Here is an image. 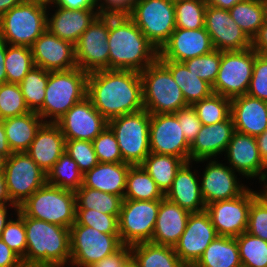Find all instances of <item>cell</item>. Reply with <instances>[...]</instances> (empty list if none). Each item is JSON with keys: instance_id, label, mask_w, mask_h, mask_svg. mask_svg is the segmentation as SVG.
I'll return each instance as SVG.
<instances>
[{"instance_id": "56", "label": "cell", "mask_w": 267, "mask_h": 267, "mask_svg": "<svg viewBox=\"0 0 267 267\" xmlns=\"http://www.w3.org/2000/svg\"><path fill=\"white\" fill-rule=\"evenodd\" d=\"M0 267H25L22 259L0 239Z\"/></svg>"}, {"instance_id": "15", "label": "cell", "mask_w": 267, "mask_h": 267, "mask_svg": "<svg viewBox=\"0 0 267 267\" xmlns=\"http://www.w3.org/2000/svg\"><path fill=\"white\" fill-rule=\"evenodd\" d=\"M259 192L247 189L238 197L210 203L205 210L218 236L237 237L247 231L251 201Z\"/></svg>"}, {"instance_id": "1", "label": "cell", "mask_w": 267, "mask_h": 267, "mask_svg": "<svg viewBox=\"0 0 267 267\" xmlns=\"http://www.w3.org/2000/svg\"><path fill=\"white\" fill-rule=\"evenodd\" d=\"M87 97L107 121L143 110L140 72L105 69L88 73Z\"/></svg>"}, {"instance_id": "25", "label": "cell", "mask_w": 267, "mask_h": 267, "mask_svg": "<svg viewBox=\"0 0 267 267\" xmlns=\"http://www.w3.org/2000/svg\"><path fill=\"white\" fill-rule=\"evenodd\" d=\"M235 131L257 137L267 129V102L248 94L231 99Z\"/></svg>"}, {"instance_id": "24", "label": "cell", "mask_w": 267, "mask_h": 267, "mask_svg": "<svg viewBox=\"0 0 267 267\" xmlns=\"http://www.w3.org/2000/svg\"><path fill=\"white\" fill-rule=\"evenodd\" d=\"M235 131L231 116L212 125H202L190 145V162H204L225 152Z\"/></svg>"}, {"instance_id": "36", "label": "cell", "mask_w": 267, "mask_h": 267, "mask_svg": "<svg viewBox=\"0 0 267 267\" xmlns=\"http://www.w3.org/2000/svg\"><path fill=\"white\" fill-rule=\"evenodd\" d=\"M164 194L141 165H131L126 176L123 199L162 200Z\"/></svg>"}, {"instance_id": "33", "label": "cell", "mask_w": 267, "mask_h": 267, "mask_svg": "<svg viewBox=\"0 0 267 267\" xmlns=\"http://www.w3.org/2000/svg\"><path fill=\"white\" fill-rule=\"evenodd\" d=\"M193 267H242L236 238L217 236Z\"/></svg>"}, {"instance_id": "55", "label": "cell", "mask_w": 267, "mask_h": 267, "mask_svg": "<svg viewBox=\"0 0 267 267\" xmlns=\"http://www.w3.org/2000/svg\"><path fill=\"white\" fill-rule=\"evenodd\" d=\"M131 255L130 246L122 245L116 252L94 263L90 267H121Z\"/></svg>"}, {"instance_id": "4", "label": "cell", "mask_w": 267, "mask_h": 267, "mask_svg": "<svg viewBox=\"0 0 267 267\" xmlns=\"http://www.w3.org/2000/svg\"><path fill=\"white\" fill-rule=\"evenodd\" d=\"M87 80L88 73L79 67L48 71L45 99L36 113L45 123H56L77 102L87 97ZM49 117L51 119L47 121Z\"/></svg>"}, {"instance_id": "11", "label": "cell", "mask_w": 267, "mask_h": 267, "mask_svg": "<svg viewBox=\"0 0 267 267\" xmlns=\"http://www.w3.org/2000/svg\"><path fill=\"white\" fill-rule=\"evenodd\" d=\"M69 230L71 252L69 263L72 267H90L123 245L119 234H105L80 224H73Z\"/></svg>"}, {"instance_id": "45", "label": "cell", "mask_w": 267, "mask_h": 267, "mask_svg": "<svg viewBox=\"0 0 267 267\" xmlns=\"http://www.w3.org/2000/svg\"><path fill=\"white\" fill-rule=\"evenodd\" d=\"M30 112L17 83L0 84V120Z\"/></svg>"}, {"instance_id": "42", "label": "cell", "mask_w": 267, "mask_h": 267, "mask_svg": "<svg viewBox=\"0 0 267 267\" xmlns=\"http://www.w3.org/2000/svg\"><path fill=\"white\" fill-rule=\"evenodd\" d=\"M202 125H212L225 121L231 114V99L212 93L192 105Z\"/></svg>"}, {"instance_id": "32", "label": "cell", "mask_w": 267, "mask_h": 267, "mask_svg": "<svg viewBox=\"0 0 267 267\" xmlns=\"http://www.w3.org/2000/svg\"><path fill=\"white\" fill-rule=\"evenodd\" d=\"M160 61L170 70L173 79L183 92L187 105L192 106L213 93L212 86L189 71L183 62Z\"/></svg>"}, {"instance_id": "51", "label": "cell", "mask_w": 267, "mask_h": 267, "mask_svg": "<svg viewBox=\"0 0 267 267\" xmlns=\"http://www.w3.org/2000/svg\"><path fill=\"white\" fill-rule=\"evenodd\" d=\"M1 240L5 242L22 260L27 250L24 220L17 214V220L11 219L4 227Z\"/></svg>"}, {"instance_id": "19", "label": "cell", "mask_w": 267, "mask_h": 267, "mask_svg": "<svg viewBox=\"0 0 267 267\" xmlns=\"http://www.w3.org/2000/svg\"><path fill=\"white\" fill-rule=\"evenodd\" d=\"M204 27L216 50L223 52L251 48V39L234 22L229 10L207 5Z\"/></svg>"}, {"instance_id": "59", "label": "cell", "mask_w": 267, "mask_h": 267, "mask_svg": "<svg viewBox=\"0 0 267 267\" xmlns=\"http://www.w3.org/2000/svg\"><path fill=\"white\" fill-rule=\"evenodd\" d=\"M8 202H10V204ZM6 204L12 208L14 207L16 210L18 209V207L11 201V198L8 194L5 175L0 174V206Z\"/></svg>"}, {"instance_id": "3", "label": "cell", "mask_w": 267, "mask_h": 267, "mask_svg": "<svg viewBox=\"0 0 267 267\" xmlns=\"http://www.w3.org/2000/svg\"><path fill=\"white\" fill-rule=\"evenodd\" d=\"M16 213L24 220L27 250L25 267H64L71 260L70 230L56 224Z\"/></svg>"}, {"instance_id": "5", "label": "cell", "mask_w": 267, "mask_h": 267, "mask_svg": "<svg viewBox=\"0 0 267 267\" xmlns=\"http://www.w3.org/2000/svg\"><path fill=\"white\" fill-rule=\"evenodd\" d=\"M48 2L24 0L0 18V39L8 45H31L47 29Z\"/></svg>"}, {"instance_id": "50", "label": "cell", "mask_w": 267, "mask_h": 267, "mask_svg": "<svg viewBox=\"0 0 267 267\" xmlns=\"http://www.w3.org/2000/svg\"><path fill=\"white\" fill-rule=\"evenodd\" d=\"M246 232L267 242V199L261 193L251 201Z\"/></svg>"}, {"instance_id": "65", "label": "cell", "mask_w": 267, "mask_h": 267, "mask_svg": "<svg viewBox=\"0 0 267 267\" xmlns=\"http://www.w3.org/2000/svg\"><path fill=\"white\" fill-rule=\"evenodd\" d=\"M7 205H3V206H0V239H1V234H2V231L4 229V227L6 226V224L10 221L9 218H7ZM9 219V220H7Z\"/></svg>"}, {"instance_id": "14", "label": "cell", "mask_w": 267, "mask_h": 267, "mask_svg": "<svg viewBox=\"0 0 267 267\" xmlns=\"http://www.w3.org/2000/svg\"><path fill=\"white\" fill-rule=\"evenodd\" d=\"M109 16L99 15L75 44L77 67L91 73L109 69Z\"/></svg>"}, {"instance_id": "35", "label": "cell", "mask_w": 267, "mask_h": 267, "mask_svg": "<svg viewBox=\"0 0 267 267\" xmlns=\"http://www.w3.org/2000/svg\"><path fill=\"white\" fill-rule=\"evenodd\" d=\"M185 163L179 157L149 153L140 164L165 195L171 188L177 171Z\"/></svg>"}, {"instance_id": "12", "label": "cell", "mask_w": 267, "mask_h": 267, "mask_svg": "<svg viewBox=\"0 0 267 267\" xmlns=\"http://www.w3.org/2000/svg\"><path fill=\"white\" fill-rule=\"evenodd\" d=\"M161 200L123 199L118 217V231L123 245L150 242Z\"/></svg>"}, {"instance_id": "7", "label": "cell", "mask_w": 267, "mask_h": 267, "mask_svg": "<svg viewBox=\"0 0 267 267\" xmlns=\"http://www.w3.org/2000/svg\"><path fill=\"white\" fill-rule=\"evenodd\" d=\"M18 209L25 216L70 228L76 220V195L73 191L46 183Z\"/></svg>"}, {"instance_id": "31", "label": "cell", "mask_w": 267, "mask_h": 267, "mask_svg": "<svg viewBox=\"0 0 267 267\" xmlns=\"http://www.w3.org/2000/svg\"><path fill=\"white\" fill-rule=\"evenodd\" d=\"M44 123L35 111L3 119L5 134L12 152H26Z\"/></svg>"}, {"instance_id": "57", "label": "cell", "mask_w": 267, "mask_h": 267, "mask_svg": "<svg viewBox=\"0 0 267 267\" xmlns=\"http://www.w3.org/2000/svg\"><path fill=\"white\" fill-rule=\"evenodd\" d=\"M54 4L71 10L95 9L96 0H49L48 5Z\"/></svg>"}, {"instance_id": "18", "label": "cell", "mask_w": 267, "mask_h": 267, "mask_svg": "<svg viewBox=\"0 0 267 267\" xmlns=\"http://www.w3.org/2000/svg\"><path fill=\"white\" fill-rule=\"evenodd\" d=\"M56 124L66 140L93 141L107 126L108 121L93 106L88 97L77 102Z\"/></svg>"}, {"instance_id": "28", "label": "cell", "mask_w": 267, "mask_h": 267, "mask_svg": "<svg viewBox=\"0 0 267 267\" xmlns=\"http://www.w3.org/2000/svg\"><path fill=\"white\" fill-rule=\"evenodd\" d=\"M189 215L190 212L164 197L150 242L174 247L185 231Z\"/></svg>"}, {"instance_id": "67", "label": "cell", "mask_w": 267, "mask_h": 267, "mask_svg": "<svg viewBox=\"0 0 267 267\" xmlns=\"http://www.w3.org/2000/svg\"><path fill=\"white\" fill-rule=\"evenodd\" d=\"M6 161H7V157L3 154H0V174H4Z\"/></svg>"}, {"instance_id": "26", "label": "cell", "mask_w": 267, "mask_h": 267, "mask_svg": "<svg viewBox=\"0 0 267 267\" xmlns=\"http://www.w3.org/2000/svg\"><path fill=\"white\" fill-rule=\"evenodd\" d=\"M66 139L56 123H44L37 131L27 154L46 173L65 152Z\"/></svg>"}, {"instance_id": "29", "label": "cell", "mask_w": 267, "mask_h": 267, "mask_svg": "<svg viewBox=\"0 0 267 267\" xmlns=\"http://www.w3.org/2000/svg\"><path fill=\"white\" fill-rule=\"evenodd\" d=\"M190 163L185 162L180 167L164 197L190 213H197L204 211L206 204L202 198L200 182L191 171Z\"/></svg>"}, {"instance_id": "54", "label": "cell", "mask_w": 267, "mask_h": 267, "mask_svg": "<svg viewBox=\"0 0 267 267\" xmlns=\"http://www.w3.org/2000/svg\"><path fill=\"white\" fill-rule=\"evenodd\" d=\"M101 1L100 5L99 2ZM96 0L100 15L120 16L129 15L137 0ZM105 4V5H104Z\"/></svg>"}, {"instance_id": "6", "label": "cell", "mask_w": 267, "mask_h": 267, "mask_svg": "<svg viewBox=\"0 0 267 267\" xmlns=\"http://www.w3.org/2000/svg\"><path fill=\"white\" fill-rule=\"evenodd\" d=\"M143 106L150 114L176 113L187 105L170 70L157 59L140 72Z\"/></svg>"}, {"instance_id": "41", "label": "cell", "mask_w": 267, "mask_h": 267, "mask_svg": "<svg viewBox=\"0 0 267 267\" xmlns=\"http://www.w3.org/2000/svg\"><path fill=\"white\" fill-rule=\"evenodd\" d=\"M4 67L7 83L19 84L34 67L31 49L26 46L7 45Z\"/></svg>"}, {"instance_id": "49", "label": "cell", "mask_w": 267, "mask_h": 267, "mask_svg": "<svg viewBox=\"0 0 267 267\" xmlns=\"http://www.w3.org/2000/svg\"><path fill=\"white\" fill-rule=\"evenodd\" d=\"M65 151L76 161L79 170L83 174L99 163L91 141L66 140Z\"/></svg>"}, {"instance_id": "17", "label": "cell", "mask_w": 267, "mask_h": 267, "mask_svg": "<svg viewBox=\"0 0 267 267\" xmlns=\"http://www.w3.org/2000/svg\"><path fill=\"white\" fill-rule=\"evenodd\" d=\"M217 236L206 210L190 213L185 231L173 248L185 266H194Z\"/></svg>"}, {"instance_id": "53", "label": "cell", "mask_w": 267, "mask_h": 267, "mask_svg": "<svg viewBox=\"0 0 267 267\" xmlns=\"http://www.w3.org/2000/svg\"><path fill=\"white\" fill-rule=\"evenodd\" d=\"M174 114L181 125L185 139L191 145L196 139V136L202 126L201 121L197 117L196 111L192 106L188 105L181 108Z\"/></svg>"}, {"instance_id": "13", "label": "cell", "mask_w": 267, "mask_h": 267, "mask_svg": "<svg viewBox=\"0 0 267 267\" xmlns=\"http://www.w3.org/2000/svg\"><path fill=\"white\" fill-rule=\"evenodd\" d=\"M4 175L8 194L17 207L47 183V173L27 152H13L7 158Z\"/></svg>"}, {"instance_id": "37", "label": "cell", "mask_w": 267, "mask_h": 267, "mask_svg": "<svg viewBox=\"0 0 267 267\" xmlns=\"http://www.w3.org/2000/svg\"><path fill=\"white\" fill-rule=\"evenodd\" d=\"M47 183L76 192L83 183V173L65 151L47 173Z\"/></svg>"}, {"instance_id": "27", "label": "cell", "mask_w": 267, "mask_h": 267, "mask_svg": "<svg viewBox=\"0 0 267 267\" xmlns=\"http://www.w3.org/2000/svg\"><path fill=\"white\" fill-rule=\"evenodd\" d=\"M94 10H71L57 6V11L55 10L51 18L47 14V30L60 39L75 45L83 32L100 15L97 9Z\"/></svg>"}, {"instance_id": "60", "label": "cell", "mask_w": 267, "mask_h": 267, "mask_svg": "<svg viewBox=\"0 0 267 267\" xmlns=\"http://www.w3.org/2000/svg\"><path fill=\"white\" fill-rule=\"evenodd\" d=\"M256 138L257 147L259 149L260 157L267 165V129Z\"/></svg>"}, {"instance_id": "34", "label": "cell", "mask_w": 267, "mask_h": 267, "mask_svg": "<svg viewBox=\"0 0 267 267\" xmlns=\"http://www.w3.org/2000/svg\"><path fill=\"white\" fill-rule=\"evenodd\" d=\"M130 248L139 267H185L172 246L143 242Z\"/></svg>"}, {"instance_id": "9", "label": "cell", "mask_w": 267, "mask_h": 267, "mask_svg": "<svg viewBox=\"0 0 267 267\" xmlns=\"http://www.w3.org/2000/svg\"><path fill=\"white\" fill-rule=\"evenodd\" d=\"M128 16L158 51L176 28L174 0H137Z\"/></svg>"}, {"instance_id": "8", "label": "cell", "mask_w": 267, "mask_h": 267, "mask_svg": "<svg viewBox=\"0 0 267 267\" xmlns=\"http://www.w3.org/2000/svg\"><path fill=\"white\" fill-rule=\"evenodd\" d=\"M149 125L150 113L146 109L108 121V127L117 139L123 162L140 165L149 155Z\"/></svg>"}, {"instance_id": "2", "label": "cell", "mask_w": 267, "mask_h": 267, "mask_svg": "<svg viewBox=\"0 0 267 267\" xmlns=\"http://www.w3.org/2000/svg\"><path fill=\"white\" fill-rule=\"evenodd\" d=\"M109 69L142 72L159 56L157 48L128 15L109 16Z\"/></svg>"}, {"instance_id": "69", "label": "cell", "mask_w": 267, "mask_h": 267, "mask_svg": "<svg viewBox=\"0 0 267 267\" xmlns=\"http://www.w3.org/2000/svg\"><path fill=\"white\" fill-rule=\"evenodd\" d=\"M264 183V189L263 191H261L260 193L267 199V180L266 182H263Z\"/></svg>"}, {"instance_id": "64", "label": "cell", "mask_w": 267, "mask_h": 267, "mask_svg": "<svg viewBox=\"0 0 267 267\" xmlns=\"http://www.w3.org/2000/svg\"><path fill=\"white\" fill-rule=\"evenodd\" d=\"M24 0H0V18L13 7L19 5Z\"/></svg>"}, {"instance_id": "46", "label": "cell", "mask_w": 267, "mask_h": 267, "mask_svg": "<svg viewBox=\"0 0 267 267\" xmlns=\"http://www.w3.org/2000/svg\"><path fill=\"white\" fill-rule=\"evenodd\" d=\"M221 51L214 49L212 52L185 60L183 63L200 79L213 86L220 67Z\"/></svg>"}, {"instance_id": "22", "label": "cell", "mask_w": 267, "mask_h": 267, "mask_svg": "<svg viewBox=\"0 0 267 267\" xmlns=\"http://www.w3.org/2000/svg\"><path fill=\"white\" fill-rule=\"evenodd\" d=\"M225 152L233 170L250 179L259 176L261 182L267 180V165L260 157L254 136L234 131Z\"/></svg>"}, {"instance_id": "47", "label": "cell", "mask_w": 267, "mask_h": 267, "mask_svg": "<svg viewBox=\"0 0 267 267\" xmlns=\"http://www.w3.org/2000/svg\"><path fill=\"white\" fill-rule=\"evenodd\" d=\"M119 215L105 214L95 209H76L74 224L90 226L105 234H119Z\"/></svg>"}, {"instance_id": "68", "label": "cell", "mask_w": 267, "mask_h": 267, "mask_svg": "<svg viewBox=\"0 0 267 267\" xmlns=\"http://www.w3.org/2000/svg\"><path fill=\"white\" fill-rule=\"evenodd\" d=\"M263 7L264 20L267 21V0H260Z\"/></svg>"}, {"instance_id": "30", "label": "cell", "mask_w": 267, "mask_h": 267, "mask_svg": "<svg viewBox=\"0 0 267 267\" xmlns=\"http://www.w3.org/2000/svg\"><path fill=\"white\" fill-rule=\"evenodd\" d=\"M131 164L98 163L83 174L81 187L92 188L124 198L126 176Z\"/></svg>"}, {"instance_id": "48", "label": "cell", "mask_w": 267, "mask_h": 267, "mask_svg": "<svg viewBox=\"0 0 267 267\" xmlns=\"http://www.w3.org/2000/svg\"><path fill=\"white\" fill-rule=\"evenodd\" d=\"M92 143L100 163H123L117 139L108 126L92 141Z\"/></svg>"}, {"instance_id": "52", "label": "cell", "mask_w": 267, "mask_h": 267, "mask_svg": "<svg viewBox=\"0 0 267 267\" xmlns=\"http://www.w3.org/2000/svg\"><path fill=\"white\" fill-rule=\"evenodd\" d=\"M247 94L267 102V56L257 52Z\"/></svg>"}, {"instance_id": "39", "label": "cell", "mask_w": 267, "mask_h": 267, "mask_svg": "<svg viewBox=\"0 0 267 267\" xmlns=\"http://www.w3.org/2000/svg\"><path fill=\"white\" fill-rule=\"evenodd\" d=\"M229 14L251 40L265 21L260 0H244L239 2L229 10Z\"/></svg>"}, {"instance_id": "58", "label": "cell", "mask_w": 267, "mask_h": 267, "mask_svg": "<svg viewBox=\"0 0 267 267\" xmlns=\"http://www.w3.org/2000/svg\"><path fill=\"white\" fill-rule=\"evenodd\" d=\"M251 47L258 54L267 56V21H264L258 33L251 40Z\"/></svg>"}, {"instance_id": "63", "label": "cell", "mask_w": 267, "mask_h": 267, "mask_svg": "<svg viewBox=\"0 0 267 267\" xmlns=\"http://www.w3.org/2000/svg\"><path fill=\"white\" fill-rule=\"evenodd\" d=\"M207 5L230 10L235 4L244 0H205Z\"/></svg>"}, {"instance_id": "20", "label": "cell", "mask_w": 267, "mask_h": 267, "mask_svg": "<svg viewBox=\"0 0 267 267\" xmlns=\"http://www.w3.org/2000/svg\"><path fill=\"white\" fill-rule=\"evenodd\" d=\"M34 66L47 71H67L77 67L75 45L47 29L30 47Z\"/></svg>"}, {"instance_id": "16", "label": "cell", "mask_w": 267, "mask_h": 267, "mask_svg": "<svg viewBox=\"0 0 267 267\" xmlns=\"http://www.w3.org/2000/svg\"><path fill=\"white\" fill-rule=\"evenodd\" d=\"M150 153L179 157L190 161V144L184 137L174 113L150 114Z\"/></svg>"}, {"instance_id": "66", "label": "cell", "mask_w": 267, "mask_h": 267, "mask_svg": "<svg viewBox=\"0 0 267 267\" xmlns=\"http://www.w3.org/2000/svg\"><path fill=\"white\" fill-rule=\"evenodd\" d=\"M121 267H139L136 259L131 255L123 264Z\"/></svg>"}, {"instance_id": "61", "label": "cell", "mask_w": 267, "mask_h": 267, "mask_svg": "<svg viewBox=\"0 0 267 267\" xmlns=\"http://www.w3.org/2000/svg\"><path fill=\"white\" fill-rule=\"evenodd\" d=\"M12 153L5 134L3 120H0V154H3L8 158Z\"/></svg>"}, {"instance_id": "62", "label": "cell", "mask_w": 267, "mask_h": 267, "mask_svg": "<svg viewBox=\"0 0 267 267\" xmlns=\"http://www.w3.org/2000/svg\"><path fill=\"white\" fill-rule=\"evenodd\" d=\"M7 43L0 39V84L7 83V75L4 67Z\"/></svg>"}, {"instance_id": "23", "label": "cell", "mask_w": 267, "mask_h": 267, "mask_svg": "<svg viewBox=\"0 0 267 267\" xmlns=\"http://www.w3.org/2000/svg\"><path fill=\"white\" fill-rule=\"evenodd\" d=\"M201 180V194L206 206L210 203L228 200L243 194L248 187L237 181L235 171L229 166L210 160Z\"/></svg>"}, {"instance_id": "43", "label": "cell", "mask_w": 267, "mask_h": 267, "mask_svg": "<svg viewBox=\"0 0 267 267\" xmlns=\"http://www.w3.org/2000/svg\"><path fill=\"white\" fill-rule=\"evenodd\" d=\"M242 267H267V242L248 232L235 237Z\"/></svg>"}, {"instance_id": "44", "label": "cell", "mask_w": 267, "mask_h": 267, "mask_svg": "<svg viewBox=\"0 0 267 267\" xmlns=\"http://www.w3.org/2000/svg\"><path fill=\"white\" fill-rule=\"evenodd\" d=\"M205 0H174L176 28H204Z\"/></svg>"}, {"instance_id": "21", "label": "cell", "mask_w": 267, "mask_h": 267, "mask_svg": "<svg viewBox=\"0 0 267 267\" xmlns=\"http://www.w3.org/2000/svg\"><path fill=\"white\" fill-rule=\"evenodd\" d=\"M214 50L212 40L204 28L189 30L175 28L169 40L159 50V60L184 62Z\"/></svg>"}, {"instance_id": "38", "label": "cell", "mask_w": 267, "mask_h": 267, "mask_svg": "<svg viewBox=\"0 0 267 267\" xmlns=\"http://www.w3.org/2000/svg\"><path fill=\"white\" fill-rule=\"evenodd\" d=\"M75 195L76 209H95L105 214H120L123 201L121 196L87 187H80Z\"/></svg>"}, {"instance_id": "40", "label": "cell", "mask_w": 267, "mask_h": 267, "mask_svg": "<svg viewBox=\"0 0 267 267\" xmlns=\"http://www.w3.org/2000/svg\"><path fill=\"white\" fill-rule=\"evenodd\" d=\"M48 83V71L38 66L32 67L19 83L25 104L30 111H37L44 102Z\"/></svg>"}, {"instance_id": "10", "label": "cell", "mask_w": 267, "mask_h": 267, "mask_svg": "<svg viewBox=\"0 0 267 267\" xmlns=\"http://www.w3.org/2000/svg\"><path fill=\"white\" fill-rule=\"evenodd\" d=\"M255 57L256 51L252 47L238 51H221L218 75L212 86L213 93L230 99L247 94Z\"/></svg>"}]
</instances>
